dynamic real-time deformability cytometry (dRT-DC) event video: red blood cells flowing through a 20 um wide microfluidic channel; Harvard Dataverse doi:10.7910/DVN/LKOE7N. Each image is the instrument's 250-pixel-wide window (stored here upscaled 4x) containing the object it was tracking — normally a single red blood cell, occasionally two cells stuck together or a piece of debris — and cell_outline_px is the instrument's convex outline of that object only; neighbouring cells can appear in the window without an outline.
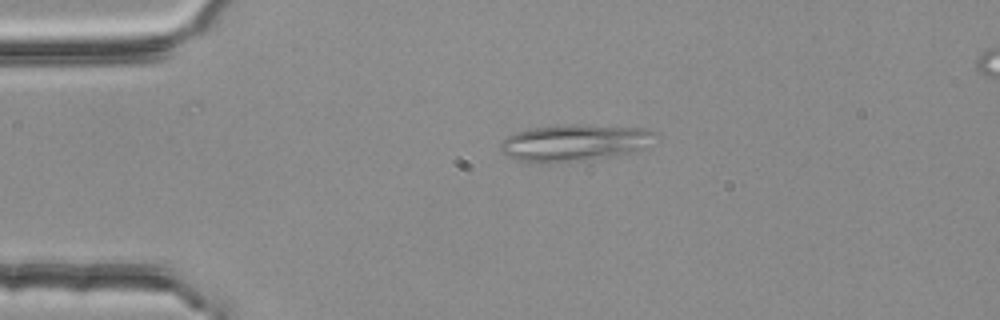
{"species": "common noctule bat (a hibernating species)", "species_latin": "Nyctalus noctula", "temperature_condition": "room temperature", "stored_images_in_passage": 5, "camera_frame_rate_fps": 3000, "um_per_image_px": 0.085, "animal": {"sex": "female", "body_mass_g": 25.1}, "frame": {"image": 1, "passage_image": 3, "time_ms": 0.667, "image_size_px": [1000, 320], "cell_outline_px": [[656, 132], [644, 148], [636, 152], [584, 160], [540, 164], [520, 160], [508, 156], [500, 152], [500, 144], [508, 136], [516, 132], [532, 128], [568, 124], [584, 124], [644, 128]], "centroid_in_image_um": [48.8, 12.13], "position_along_channel_um": 36.2, "area_um2": 33.06}}